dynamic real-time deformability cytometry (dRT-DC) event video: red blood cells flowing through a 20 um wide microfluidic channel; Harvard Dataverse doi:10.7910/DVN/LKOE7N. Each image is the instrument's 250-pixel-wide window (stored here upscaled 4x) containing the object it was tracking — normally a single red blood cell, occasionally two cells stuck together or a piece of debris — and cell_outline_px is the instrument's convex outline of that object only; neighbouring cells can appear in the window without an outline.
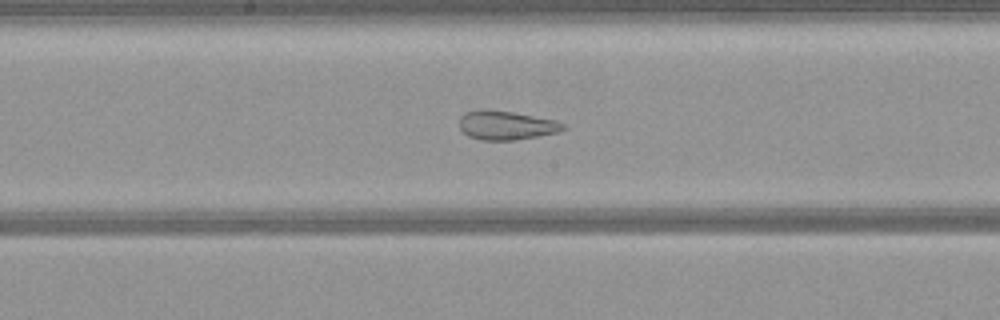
{"species": "common noctule bat (a hibernating species)", "species_latin": "Nyctalus noctula", "temperature_condition": "warm", "stored_images_in_passage": 51, "camera_frame_rate_fps": 3000, "um_per_image_px": 0.085, "animal": {"sex": "female", "body_mass_g": 21.9}, "frame": {"image": 1, "passage_image": 26, "time_ms": 8.333, "image_size_px": [1000, 320], "cell_outline_px": [[568, 128], [560, 132], [516, 140], [480, 140], [468, 136], [460, 128], [460, 116], [464, 112], [480, 108], [512, 112], [556, 120], [568, 124]], "centroid_in_image_um": [43.06, 10.64], "position_along_channel_um": 205.1, "area_um2": 17.86}}
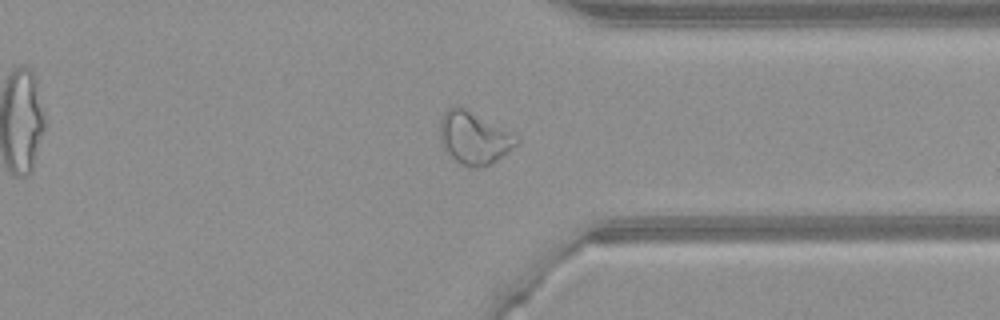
{"frame": {"image": 2, "passage_image": 39, "time_ms": 12.667, "image_size_px": [1000, 320], "cell_outline_px": [[520, 144], [496, 160], [488, 164], [476, 168], [468, 168], [456, 160], [444, 148], [440, 140], [440, 120], [444, 112], [452, 104], [460, 104], [516, 136], [520, 140]], "centroid_in_image_um": [40.27, 11.69], "position_along_channel_um": 371.1, "area_um2": 23.41}}
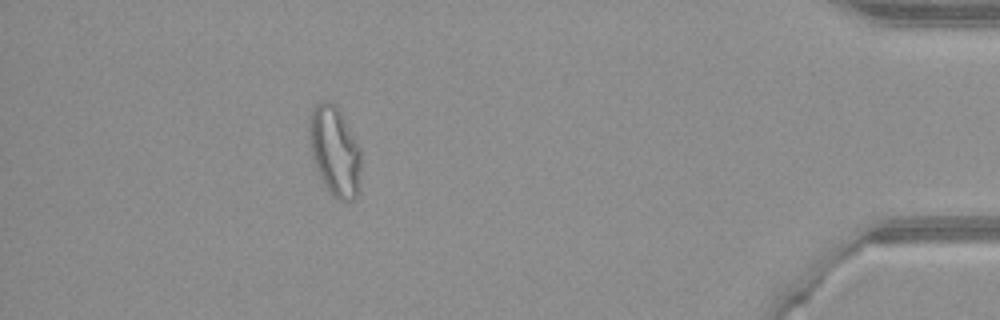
{"frame": {"image": 3, "passage_image": 46, "time_ms": 15.0, "image_size_px": [1000, 320], "cell_outline_px": [[360, 176], [356, 196], [352, 200], [344, 204], [332, 196], [324, 184], [316, 168], [312, 156], [308, 128], [308, 124], [312, 108], [320, 100], [328, 100], [340, 108], [360, 148]], "centroid_in_image_um": [28.45, 12.82], "position_along_channel_um": 406.8, "area_um2": 27.4}}